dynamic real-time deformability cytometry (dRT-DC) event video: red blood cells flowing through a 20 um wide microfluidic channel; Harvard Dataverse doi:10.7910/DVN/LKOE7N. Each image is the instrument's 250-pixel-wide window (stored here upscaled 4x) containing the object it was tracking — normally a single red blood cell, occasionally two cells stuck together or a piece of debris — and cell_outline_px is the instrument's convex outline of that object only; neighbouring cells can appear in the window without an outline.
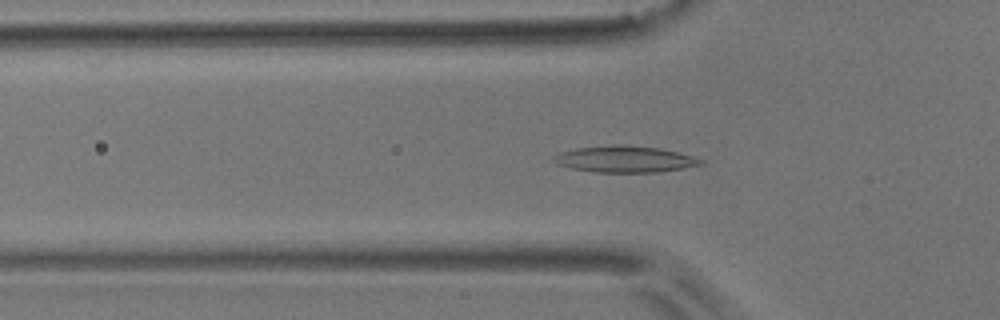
{"species": "common noctule bat (a hibernating species)", "species_latin": "Nyctalus noctula", "temperature_condition": "room temperature", "stored_images_in_passage": 41, "camera_frame_rate_fps": 3000, "um_per_image_px": 0.085, "animal": {"sex": "male", "body_mass_g": 17.9}, "frame": {"image": 1, "passage_image": 5, "time_ms": 1.333, "image_size_px": [1000, 320], "cell_outline_px": [[704, 164], [684, 168], [656, 172], [596, 172], [572, 168], [556, 164], [552, 160], [552, 156], [560, 152], [576, 148], [616, 144], [660, 148], [692, 156], [704, 160]], "centroid_in_image_um": [53.09, 13.53], "position_along_channel_um": 72.7, "area_um2": 22.6}}
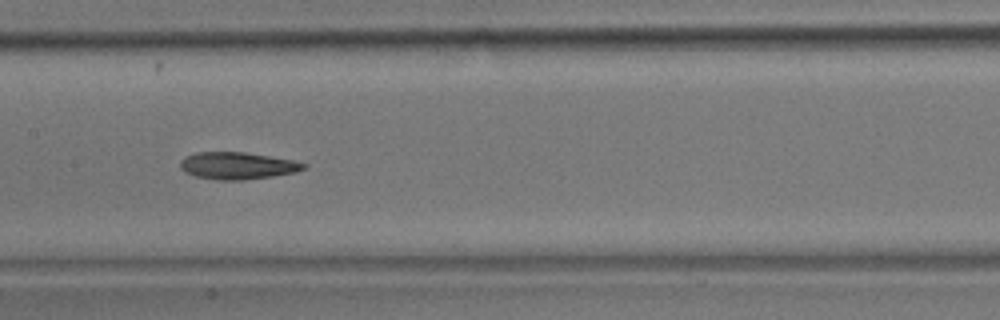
{"frame": {"image": 2, "passage_image": 14, "time_ms": 4.333, "image_size_px": [1000, 320], "cell_outline_px": [[308, 168], [296, 172], [272, 176], [244, 180], [216, 180], [196, 176], [184, 172], [180, 168], [180, 160], [184, 156], [196, 152], [244, 152], [292, 160], [308, 164]], "centroid_in_image_um": [20.17, 14.08], "position_along_channel_um": 187.2, "area_um2": 19.59}}
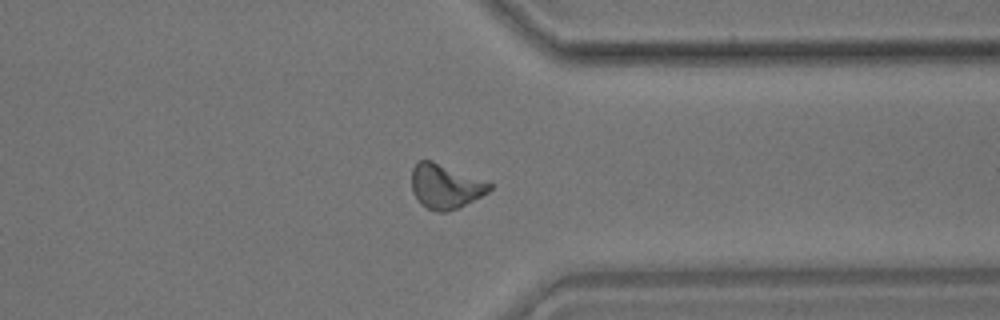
{"frame": {"image": 3, "passage_image": 29, "time_ms": 9.333, "image_size_px": [1000, 320], "cell_outline_px": [[492, 188], [488, 192], [460, 208], [448, 212], [440, 212], [424, 208], [420, 204], [412, 192], [412, 168], [416, 160], [432, 160], [492, 184]], "centroid_in_image_um": [37.81, 15.86], "position_along_channel_um": 373.6, "area_um2": 20.29}, "authors_computed_cell_mechanics": {"area_um2": 19.5942, "velocity_mm_per_s": 3.7858, "shape_relaxation_time_tau1_ms": null, "shape_relaxation_time_tau2_ms": 6.0029, "deformation_change_tau1": null, "deformation_change_tau2": 0.1427}}